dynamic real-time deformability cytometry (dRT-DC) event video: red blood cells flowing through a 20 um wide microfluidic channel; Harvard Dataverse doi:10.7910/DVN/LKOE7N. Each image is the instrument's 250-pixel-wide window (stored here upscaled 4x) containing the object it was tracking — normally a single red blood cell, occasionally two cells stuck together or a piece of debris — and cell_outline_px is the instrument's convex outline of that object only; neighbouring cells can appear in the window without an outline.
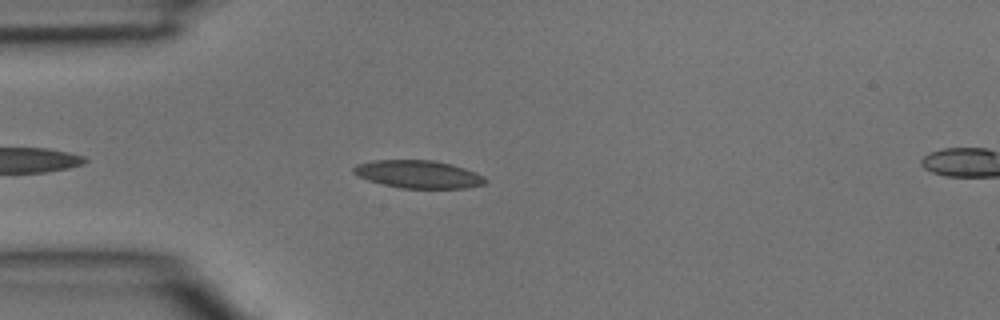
{"species": "common noctule bat (a hibernating species)", "species_latin": "Nyctalus noctula", "temperature_condition": "room temperature", "stored_images_in_passage": 5, "segment_of_instrument_passage": [1, 2], "camera_frame_rate_fps": 3000, "um_per_image_px": 0.085, "animal": {"sex": "male", "body_mass_g": 15.6}, "frame": {"image": 1, "passage_image": 4, "time_ms": 1.0, "image_size_px": [1000, 320], "cell_outline_px": [[488, 180], [484, 184], [464, 188], [400, 188], [368, 180], [352, 172], [352, 168], [356, 164], [372, 160], [432, 160], [452, 164], [476, 172], [484, 176]], "centroid_in_image_um": [35.56, 14.8], "position_along_channel_um": 49.4, "area_um2": 21.33}}